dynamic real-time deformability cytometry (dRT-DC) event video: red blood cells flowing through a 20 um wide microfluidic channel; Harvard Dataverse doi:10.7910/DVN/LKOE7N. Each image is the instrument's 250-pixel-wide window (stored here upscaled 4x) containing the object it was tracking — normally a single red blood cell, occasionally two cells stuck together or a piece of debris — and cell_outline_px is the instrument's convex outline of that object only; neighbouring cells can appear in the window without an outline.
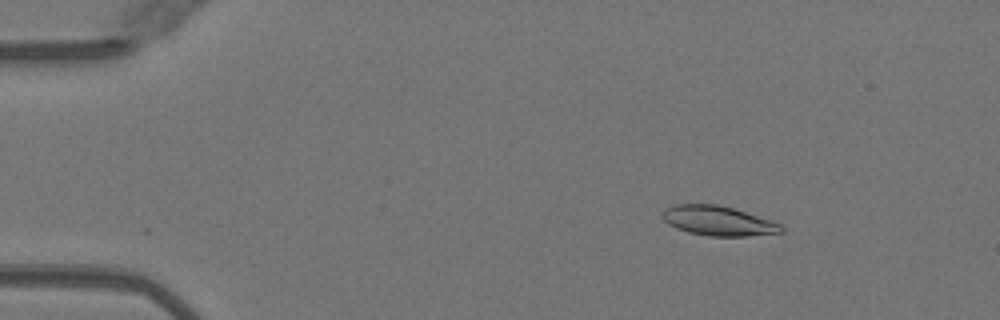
{"species": "Egyptian fruit bat (a non-hibernating species)", "species_latin": "Rousettus aegyptiacus", "temperature_condition": "warm", "stored_images_in_passage": 37, "camera_frame_rate_fps": 3000, "um_per_image_px": 0.085, "animal": {"sex": "female"}, "frame": {"image": 1, "passage_image": 6, "time_ms": 1.667, "image_size_px": [1000, 320], "cell_outline_px": [[784, 232], [748, 236], [708, 236], [688, 232], [676, 228], [668, 224], [660, 216], [660, 212], [664, 208], [676, 204], [716, 204], [732, 208], [772, 220], [780, 224], [784, 228]], "centroid_in_image_um": [61.01, 18.77], "position_along_channel_um": 24.0, "area_um2": 20.69}}
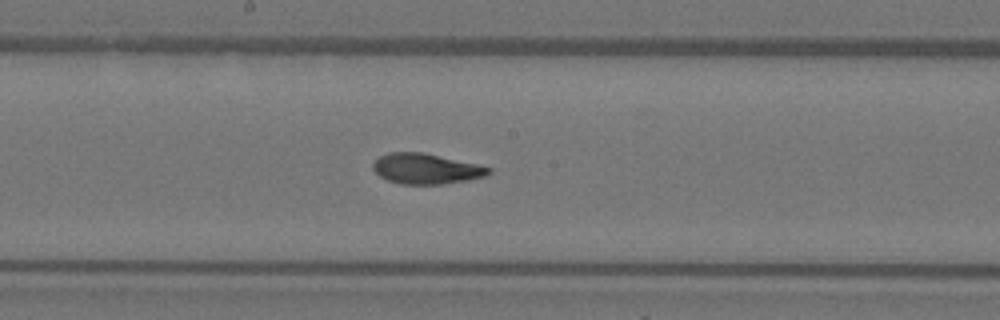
{"frame": {"image": 2, "passage_image": 26, "time_ms": 8.333, "image_size_px": [1000, 320], "cell_outline_px": [[492, 172], [484, 176], [468, 180], [440, 184], [400, 184], [388, 180], [380, 176], [372, 168], [372, 164], [380, 156], [388, 152], [424, 152], [480, 164], [492, 168]], "centroid_in_image_um": [36.24, 14.33], "position_along_channel_um": 212.0, "area_um2": 20.63}}
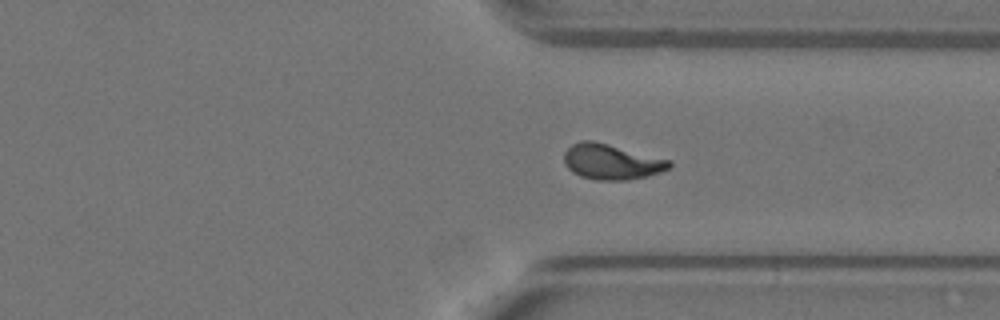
{"frame": {"image": 3, "passage_image": 37, "time_ms": 12.0, "image_size_px": [1000, 320], "cell_outline_px": [[672, 164], [668, 168], [660, 172], [648, 176], [628, 180], [596, 180], [580, 176], [572, 172], [564, 164], [564, 152], [572, 144], [580, 140], [592, 140], [672, 160]], "centroid_in_image_um": [51.96, 13.75], "position_along_channel_um": 359.4, "area_um2": 21.79}}